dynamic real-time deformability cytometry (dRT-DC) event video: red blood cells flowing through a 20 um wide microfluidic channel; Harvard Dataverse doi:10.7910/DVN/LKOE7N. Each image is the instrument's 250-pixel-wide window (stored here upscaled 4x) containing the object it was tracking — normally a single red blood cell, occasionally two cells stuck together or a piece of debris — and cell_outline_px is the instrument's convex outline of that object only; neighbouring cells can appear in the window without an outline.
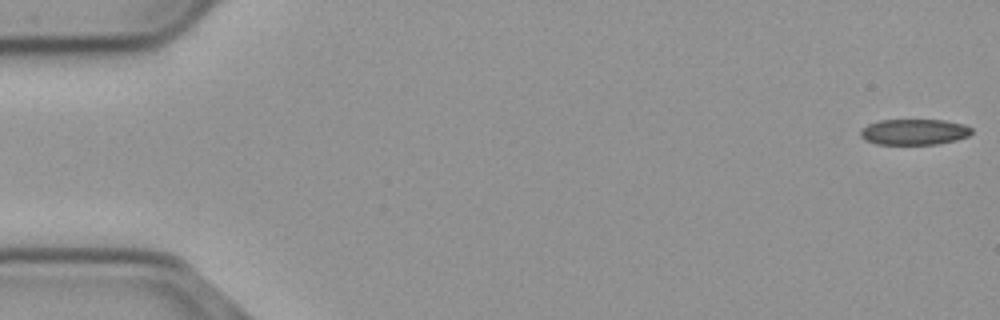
{"species": "common noctule bat (a hibernating species)", "species_latin": "Nyctalus noctula", "temperature_condition": "cold", "stored_images_in_passage": 14, "camera_frame_rate_fps": 3000, "um_per_image_px": 0.085, "animal": {"sex": "male", "body_mass_g": 23.1, "forearm_length_mm": 52.7}, "frame": {"image": 1, "passage_image": 1, "time_ms": 0.0, "image_size_px": [1000, 320], "cell_outline_px": [[972, 132], [968, 136], [956, 140], [940, 144], [876, 144], [864, 140], [860, 136], [860, 128], [868, 124], [880, 120], [944, 120], [964, 124], [972, 128]], "centroid_in_image_um": [77.69, 11.21], "position_along_channel_um": 7.3, "area_um2": 16.88}}
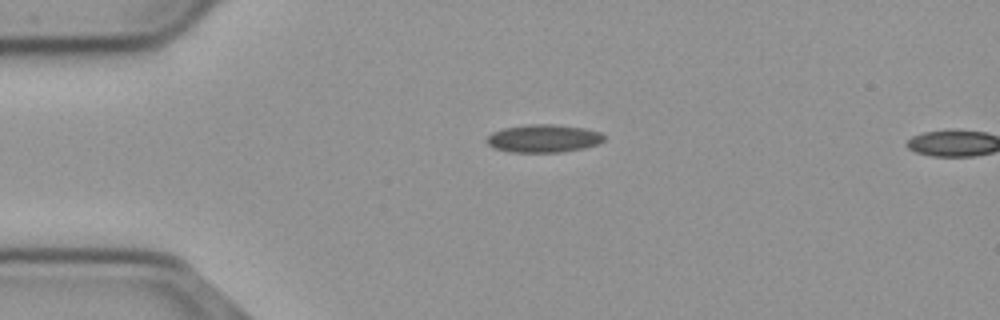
{"frame": {"image": 2, "passage_image": 13, "time_ms": 4.0, "image_size_px": [1000, 320], "cell_outline_px": [[604, 140], [600, 144], [584, 148], [560, 152], [508, 152], [492, 148], [484, 140], [492, 132], [504, 128], [532, 124], [552, 124], [584, 128], [600, 132], [604, 136]], "centroid_in_image_um": [46.18, 11.78], "position_along_channel_um": 38.8, "area_um2": 19.19}}